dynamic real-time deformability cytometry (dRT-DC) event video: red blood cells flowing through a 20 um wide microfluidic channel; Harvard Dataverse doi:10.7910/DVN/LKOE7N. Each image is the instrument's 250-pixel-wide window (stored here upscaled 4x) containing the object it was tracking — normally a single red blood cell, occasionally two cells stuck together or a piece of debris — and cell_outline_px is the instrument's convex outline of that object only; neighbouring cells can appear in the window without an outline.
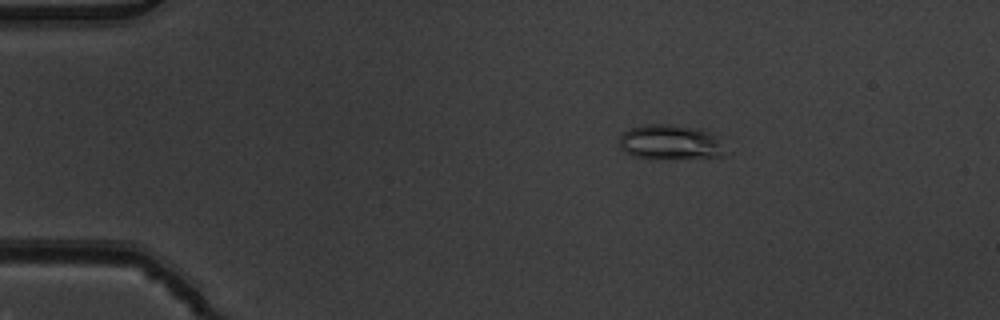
{"species": "common noctule bat (a hibernating species)", "species_latin": "Nyctalus noctula", "temperature_condition": "warm", "stored_images_in_passage": 4, "camera_frame_rate_fps": 3000, "um_per_image_px": 0.085, "animal": {"sex": "male", "body_mass_g": 19.5, "forearm_length_mm": 54.6}, "frame": {"image": 1, "passage_image": 2, "time_ms": 0.333, "image_size_px": [1000, 320], "cell_outline_px": [[724, 156], [648, 160], [632, 156], [624, 152], [620, 148], [620, 136], [624, 132], [632, 128], [648, 124], [668, 124], [700, 128], [712, 132], [724, 152]], "centroid_in_image_um": [56.91, 12.11], "position_along_channel_um": 28.1, "area_um2": 21.68}}